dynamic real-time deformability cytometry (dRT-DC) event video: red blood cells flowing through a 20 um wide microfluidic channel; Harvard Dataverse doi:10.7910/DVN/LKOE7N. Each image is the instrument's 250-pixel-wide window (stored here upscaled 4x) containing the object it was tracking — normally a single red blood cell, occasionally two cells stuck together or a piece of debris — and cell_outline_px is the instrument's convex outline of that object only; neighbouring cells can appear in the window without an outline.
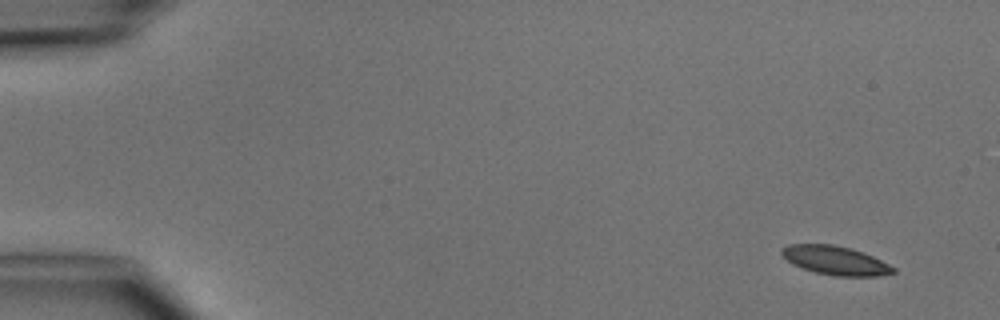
{"species": "common noctule bat (a hibernating species)", "species_latin": "Nyctalus noctula", "temperature_condition": "cold", "stored_images_in_passage": 4, "camera_frame_rate_fps": 3000, "um_per_image_px": 0.085, "animal": {"sex": "male", "body_mass_g": 15.6}, "frame": {"image": 1, "passage_image": 1, "time_ms": 0.0, "image_size_px": [1000, 320], "cell_outline_px": [[896, 272], [880, 276], [836, 276], [816, 272], [792, 264], [780, 252], [780, 248], [788, 244], [832, 244], [852, 248], [864, 252], [896, 268]], "centroid_in_image_um": [71.02, 22.13], "position_along_channel_um": 14.0, "area_um2": 18.73}}